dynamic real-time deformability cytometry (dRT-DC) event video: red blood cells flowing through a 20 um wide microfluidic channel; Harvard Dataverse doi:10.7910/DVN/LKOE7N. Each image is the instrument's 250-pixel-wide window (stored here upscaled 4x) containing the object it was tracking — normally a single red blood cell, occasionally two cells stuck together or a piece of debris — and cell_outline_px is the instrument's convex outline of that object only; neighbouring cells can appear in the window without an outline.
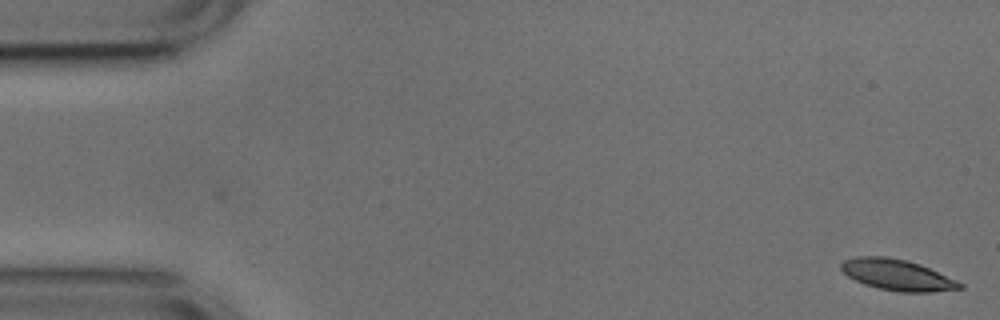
{"species": "common noctule bat (a hibernating species)", "species_latin": "Nyctalus noctula", "temperature_condition": "cold", "stored_images_in_passage": 4, "camera_frame_rate_fps": 3000, "um_per_image_px": 0.085, "animal": {"sex": "male", "body_mass_g": 17.9, "forearm_length_mm": 54.2}, "frame": {"image": 1, "passage_image": 4, "time_ms": 1.0, "image_size_px": [1000, 320], "cell_outline_px": [[964, 288], [932, 292], [900, 292], [876, 288], [864, 284], [848, 276], [840, 268], [840, 264], [844, 260], [856, 256], [884, 256], [908, 260], [920, 264], [956, 280], [964, 284]], "centroid_in_image_um": [76.26, 23.36], "position_along_channel_um": 8.7, "area_um2": 21.5}}